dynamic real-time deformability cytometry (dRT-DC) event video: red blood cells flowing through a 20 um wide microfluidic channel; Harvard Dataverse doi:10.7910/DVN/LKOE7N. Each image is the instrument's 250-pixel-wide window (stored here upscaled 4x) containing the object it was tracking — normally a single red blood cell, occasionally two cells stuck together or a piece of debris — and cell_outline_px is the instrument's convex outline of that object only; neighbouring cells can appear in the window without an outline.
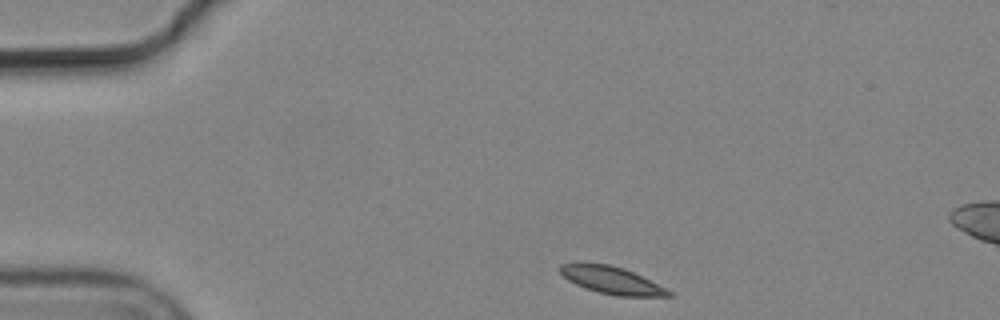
{"species": "common noctule bat (a hibernating species)", "species_latin": "Nyctalus noctula", "temperature_condition": "cold", "stored_images_in_passage": 39, "camera_frame_rate_fps": 3000, "um_per_image_px": 0.085, "animal": {"sex": "male", "body_mass_g": 19.2, "forearm_length_mm": 51.8}, "frame": {"image": 1, "passage_image": 1, "time_ms": 0.0, "image_size_px": [1000, 320], "cell_outline_px": [[676, 296], [616, 296], [584, 288], [568, 280], [560, 272], [560, 264], [608, 264], [624, 268], [672, 292]], "centroid_in_image_um": [52.0, 23.84], "position_along_channel_um": 33.0, "area_um2": 16.7}}
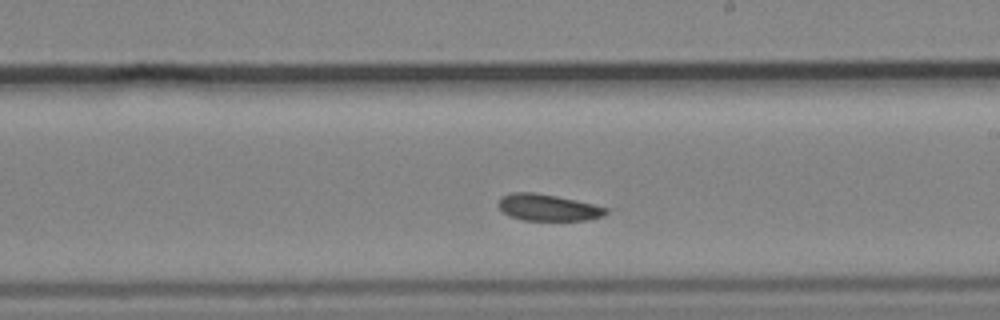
{"frame": {"image": 2, "passage_image": 23, "time_ms": 7.333, "image_size_px": [1000, 320], "cell_outline_px": [[608, 212], [604, 216], [588, 220], [520, 220], [508, 216], [500, 208], [500, 196], [512, 192], [532, 192], [556, 196], [576, 200], [608, 208]], "centroid_in_image_um": [46.58, 17.64], "position_along_channel_um": 242.4, "area_um2": 16.65}}
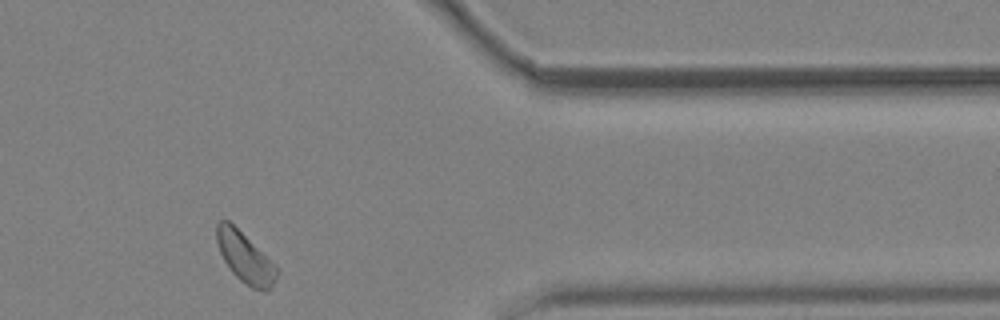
{"frame": {"image": 3, "passage_image": 37, "time_ms": 12.0, "image_size_px": [1000, 320], "cell_outline_px": [[280, 272], [272, 288], [268, 292], [264, 292], [252, 288], [244, 284], [232, 272], [224, 260], [220, 252], [216, 240], [216, 224], [220, 220], [228, 220], [276, 264]], "centroid_in_image_um": [20.87, 21.94], "position_along_channel_um": 390.5, "area_um2": 17.86}, "authors_computed_cell_mechanics": {"area_um2": 17.5134, "velocity_mm_per_s": 3.6158, "shape_relaxation_time_tau1_ms": 3.5574, "shape_relaxation_time_tau2_ms": null, "deformation_change_tau1": 0.0748, "deformation_change_tau2": null}}